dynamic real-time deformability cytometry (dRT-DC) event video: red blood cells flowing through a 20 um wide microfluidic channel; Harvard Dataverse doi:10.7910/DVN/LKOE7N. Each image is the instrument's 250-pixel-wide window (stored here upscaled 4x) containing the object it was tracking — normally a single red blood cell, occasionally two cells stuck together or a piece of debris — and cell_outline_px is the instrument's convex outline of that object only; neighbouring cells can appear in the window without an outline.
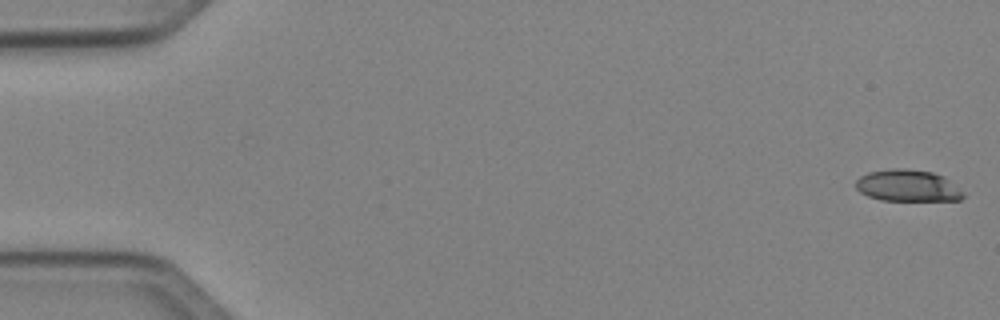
{"species": "Egyptian fruit bat (a non-hibernating species)", "species_latin": "Rousettus aegyptiacus", "temperature_condition": "cold", "stored_images_in_passage": 51, "camera_frame_rate_fps": 3000, "um_per_image_px": 0.085, "animal": {"sex": "female"}, "frame": {"image": 1, "passage_image": 1, "time_ms": 0.0, "image_size_px": [1000, 320], "cell_outline_px": [[964, 196], [960, 200], [880, 200], [868, 196], [860, 192], [856, 188], [856, 180], [860, 176], [868, 172], [896, 168], [904, 168], [932, 172], [944, 176], [964, 192]], "centroid_in_image_um": [77.15, 15.78], "position_along_channel_um": 7.8, "area_um2": 19.83}}
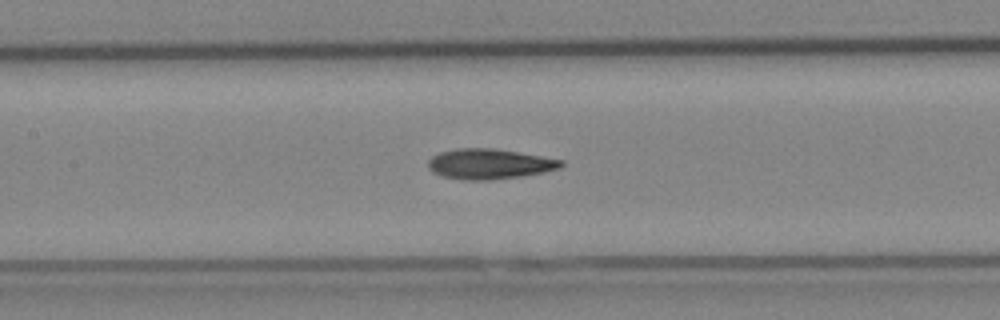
{"frame": {"image": 2, "passage_image": 24, "time_ms": 7.667, "image_size_px": [1000, 320], "cell_outline_px": [[564, 164], [560, 168], [544, 172], [520, 176], [488, 180], [464, 180], [444, 176], [432, 172], [428, 168], [428, 160], [432, 156], [440, 152], [456, 148], [496, 148], [564, 160]], "centroid_in_image_um": [41.59, 13.92], "position_along_channel_um": 165.8, "area_um2": 23.47}}
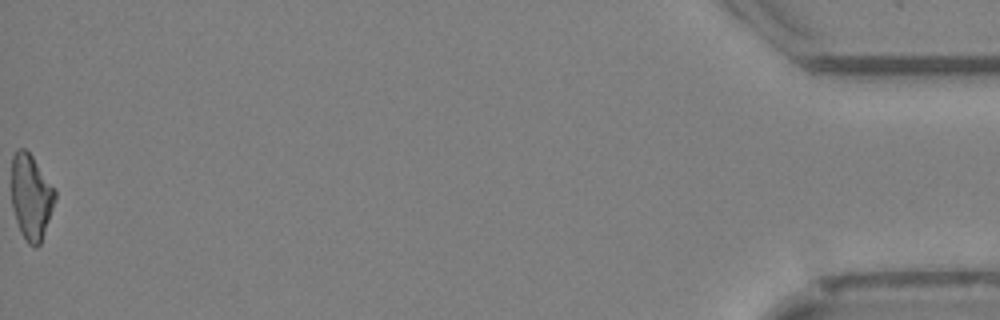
{"frame": {"image": 3, "passage_image": 51, "time_ms": 16.667, "image_size_px": [1000, 320], "cell_outline_px": [[56, 200], [40, 244], [36, 248], [28, 244], [20, 232], [12, 208], [12, 156], [16, 148], [24, 148], [32, 156], [56, 188]], "centroid_in_image_um": [2.65, 16.73], "position_along_channel_um": 432.5, "area_um2": 21.91}, "authors_computed_cell_mechanics": {"area_um2": 22.1952, "velocity_mm_per_s": 4.0648, "shape_relaxation_time_tau1_ms": 11.3693, "shape_relaxation_time_tau2_ms": 4.3819, "deformation_change_tau1": 0.2456, "deformation_change_tau2": 0.1337}}